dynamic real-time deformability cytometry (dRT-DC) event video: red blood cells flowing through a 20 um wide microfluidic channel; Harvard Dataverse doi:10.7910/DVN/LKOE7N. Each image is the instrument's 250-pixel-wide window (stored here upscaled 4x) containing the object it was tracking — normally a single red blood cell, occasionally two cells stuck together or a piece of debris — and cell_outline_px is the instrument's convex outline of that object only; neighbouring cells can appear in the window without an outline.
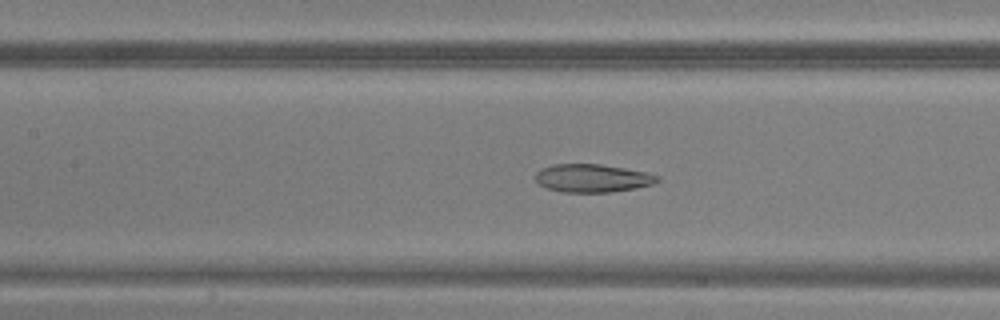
{"species": "common noctule bat (a hibernating species)", "species_latin": "Nyctalus noctula", "temperature_condition": "warm", "stored_images_in_passage": 47, "camera_frame_rate_fps": 3000, "um_per_image_px": 0.085, "animal": {"sex": "male", "body_mass_g": 20.5, "forearm_length_mm": 52.5}, "frame": {"image": 1, "passage_image": 22, "time_ms": 7.0, "image_size_px": [1000, 320], "cell_outline_px": [[660, 180], [652, 184], [636, 188], [608, 192], [564, 192], [548, 188], [540, 184], [536, 180], [536, 172], [540, 168], [556, 164], [600, 164], [648, 172], [660, 176]], "centroid_in_image_um": [50.38, 15.13], "position_along_channel_um": 157.0, "area_um2": 19.88}}
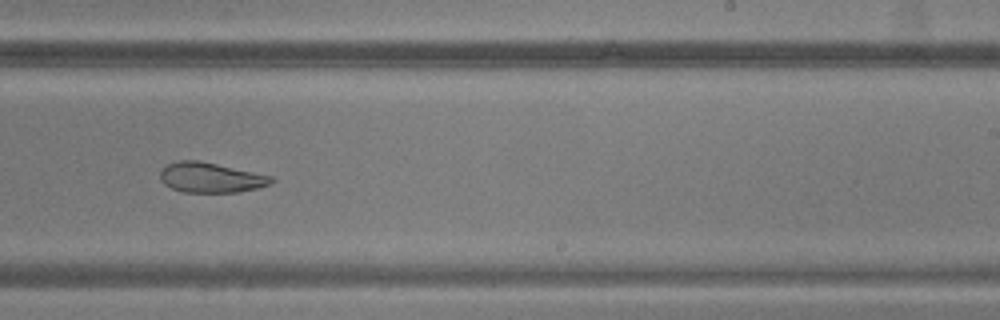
{"frame": {"image": 2, "passage_image": 30, "time_ms": 9.667, "image_size_px": [1000, 320], "cell_outline_px": [[276, 180], [268, 184], [256, 188], [240, 192], [184, 192], [172, 188], [164, 184], [160, 180], [160, 168], [168, 164], [180, 160], [200, 160], [272, 176]], "centroid_in_image_um": [17.88, 15.08], "position_along_channel_um": 271.1, "area_um2": 19.48}}
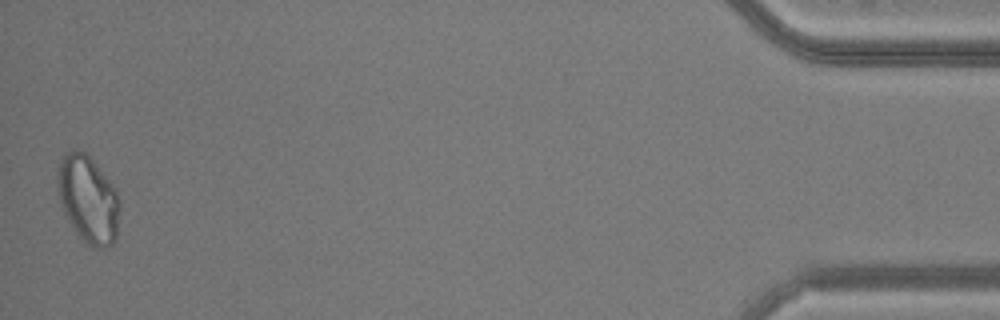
{"frame": {"image": 3, "passage_image": 47, "time_ms": 15.333, "image_size_px": [1000, 320], "cell_outline_px": [[120, 204], [116, 240], [112, 244], [104, 248], [92, 248], [76, 232], [68, 220], [64, 212], [56, 188], [56, 176], [64, 152], [76, 148], [80, 148], [92, 160], [116, 188]], "centroid_in_image_um": [7.49, 16.92], "position_along_channel_um": 427.7, "area_um2": 31.79}}